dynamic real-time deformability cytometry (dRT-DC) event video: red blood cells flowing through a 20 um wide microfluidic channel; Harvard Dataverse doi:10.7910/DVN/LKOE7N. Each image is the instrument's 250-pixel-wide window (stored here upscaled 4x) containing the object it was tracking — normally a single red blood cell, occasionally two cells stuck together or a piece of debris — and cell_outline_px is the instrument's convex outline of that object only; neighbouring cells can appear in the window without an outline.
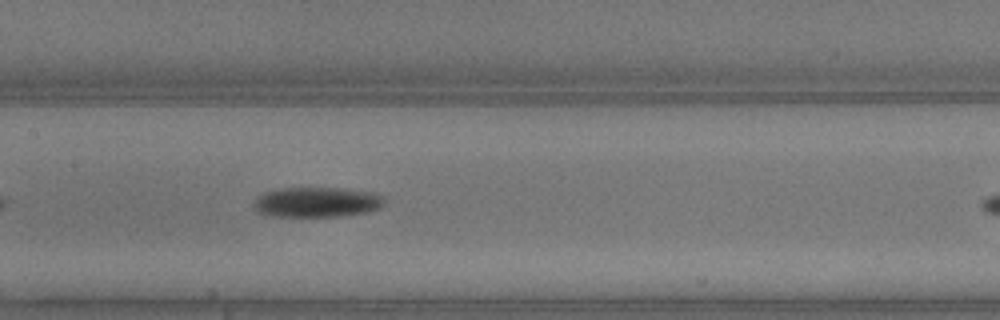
{"species": "common noctule bat (a hibernating species)", "species_latin": "Nyctalus noctula", "temperature_condition": "warm", "stored_images_in_passage": 7, "segment_of_instrument_passage": [1, 2], "camera_frame_rate_fps": 3000, "um_per_image_px": 0.085, "animal": {"sex": "male", "body_mass_g": 13.3}, "frame": {"image": 1, "passage_image": 6, "time_ms": 1.667, "image_size_px": [1000, 320], "cell_outline_px": [[384, 204], [380, 208], [372, 212], [336, 216], [272, 216], [260, 212], [256, 208], [256, 200], [260, 196], [268, 192], [280, 188], [336, 188], [376, 192], [384, 196]], "centroid_in_image_um": [27.06, 17.18], "position_along_channel_um": 180.3, "area_um2": 22.66}}